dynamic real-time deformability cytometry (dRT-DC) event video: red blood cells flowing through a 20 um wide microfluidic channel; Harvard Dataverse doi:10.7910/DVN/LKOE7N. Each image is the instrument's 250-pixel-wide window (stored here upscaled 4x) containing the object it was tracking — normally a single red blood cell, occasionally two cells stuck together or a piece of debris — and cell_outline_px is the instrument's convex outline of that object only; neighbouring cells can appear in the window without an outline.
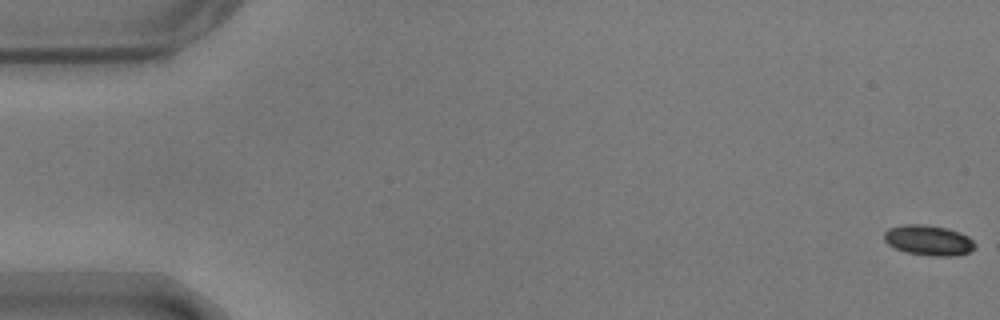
{"species": "common noctule bat (a hibernating species)", "species_latin": "Nyctalus noctula", "temperature_condition": "warm", "stored_images_in_passage": 55, "camera_frame_rate_fps": 3000, "um_per_image_px": 0.085, "animal": {"sex": "male", "body_mass_g": 17.9}, "frame": {"image": 1, "passage_image": 1, "time_ms": 0.0, "image_size_px": [1000, 320], "cell_outline_px": [[976, 248], [960, 256], [932, 256], [904, 252], [888, 244], [884, 240], [884, 232], [888, 228], [904, 224], [924, 224], [948, 228], [960, 232], [968, 236], [976, 244]], "centroid_in_image_um": [78.94, 20.42], "position_along_channel_um": 6.1, "area_um2": 16.3}}
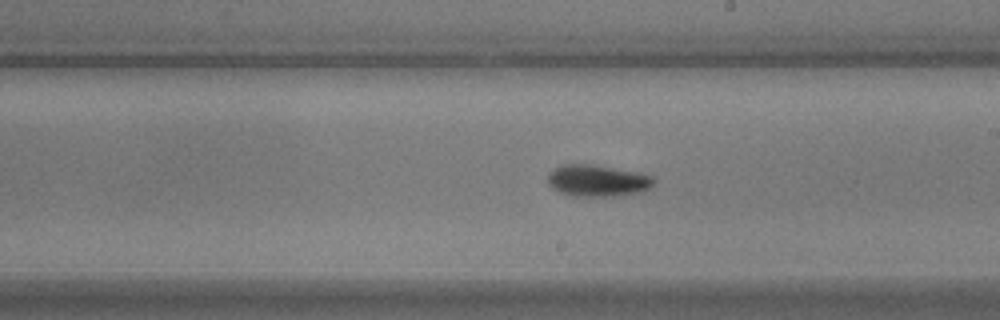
{"frame": {"image": 2, "passage_image": 32, "time_ms": 10.333, "image_size_px": [1000, 320], "cell_outline_px": [[652, 184], [648, 188], [636, 192], [612, 196], [572, 196], [560, 192], [552, 188], [548, 184], [548, 172], [564, 164], [592, 164], [636, 172], [652, 176]], "centroid_in_image_um": [50.7, 15.35], "position_along_channel_um": 238.3, "area_um2": 19.19}}
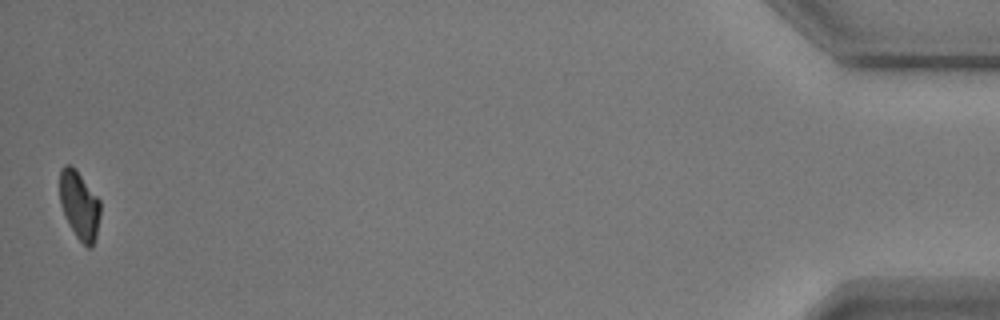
{"frame": {"image": 3, "passage_image": 55, "time_ms": 18.0, "image_size_px": [1000, 320], "cell_outline_px": [[100, 216], [96, 236], [92, 248], [88, 248], [76, 236], [68, 224], [64, 216], [60, 204], [60, 168], [64, 164], [68, 164], [76, 168], [100, 200]], "centroid_in_image_um": [6.74, 17.42], "position_along_channel_um": 428.5, "area_um2": 16.36}, "authors_computed_cell_mechanics": {"area_um2": 17.5712, "velocity_mm_per_s": 3.685, "shape_relaxation_time_tau1_ms": 2.3868, "shape_relaxation_time_tau2_ms": 4.9656, "deformation_change_tau1": 0.183, "deformation_change_tau2": 0.1041}}